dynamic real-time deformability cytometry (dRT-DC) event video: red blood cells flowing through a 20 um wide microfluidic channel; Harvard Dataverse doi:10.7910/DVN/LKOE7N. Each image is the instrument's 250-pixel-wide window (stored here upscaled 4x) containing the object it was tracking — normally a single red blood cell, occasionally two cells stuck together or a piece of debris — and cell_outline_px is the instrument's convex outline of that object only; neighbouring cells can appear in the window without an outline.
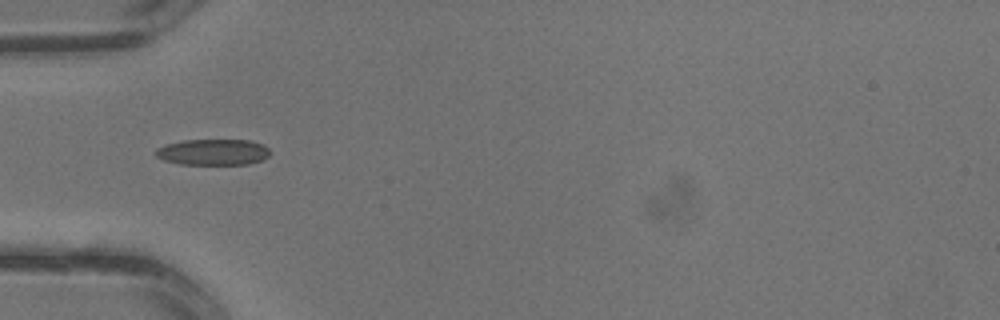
{"species": "common noctule bat (a hibernating species)", "species_latin": "Nyctalus noctula", "temperature_condition": "warm", "stored_images_in_passage": 1, "camera_frame_rate_fps": 3000, "um_per_image_px": 0.085, "animal": {"sex": "male", "body_mass_g": 13.3}, "frame": {"image": 1, "passage_image": 1, "time_ms": 0.0, "image_size_px": [1000, 320], "cell_outline_px": [[268, 156], [260, 160], [248, 164], [180, 164], [164, 160], [156, 156], [156, 148], [164, 144], [184, 140], [252, 140], [264, 144], [268, 148]], "centroid_in_image_um": [18.09, 12.92], "position_along_channel_um": 66.9, "area_um2": 17.34}}